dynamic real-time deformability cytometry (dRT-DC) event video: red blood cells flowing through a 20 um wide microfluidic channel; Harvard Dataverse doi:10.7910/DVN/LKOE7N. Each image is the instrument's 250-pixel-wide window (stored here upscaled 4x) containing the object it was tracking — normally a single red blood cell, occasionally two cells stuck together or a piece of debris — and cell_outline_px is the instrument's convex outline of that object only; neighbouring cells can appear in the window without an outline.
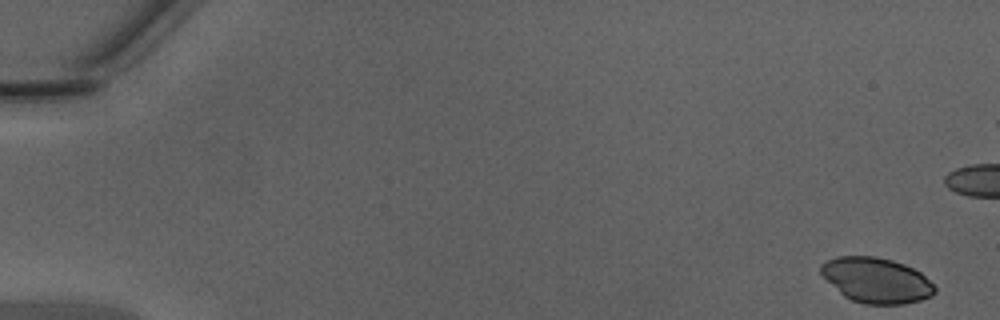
{"species": "Egyptian fruit bat (a non-hibernating species)", "species_latin": "Rousettus aegyptiacus", "temperature_condition": "warm", "stored_images_in_passage": 9, "camera_frame_rate_fps": 3000, "um_per_image_px": 0.085, "animal": {"sex": "male"}, "frame": {"image": 1, "passage_image": 1, "time_ms": 0.0, "image_size_px": [1000, 320], "cell_outline_px": [[936, 292], [932, 296], [920, 300], [904, 304], [864, 304], [852, 300], [844, 296], [820, 272], [820, 264], [828, 260], [840, 256], [876, 256], [892, 260], [904, 264], [920, 272], [936, 288]], "centroid_in_image_um": [74.51, 23.82], "position_along_channel_um": 10.5, "area_um2": 29.77}}